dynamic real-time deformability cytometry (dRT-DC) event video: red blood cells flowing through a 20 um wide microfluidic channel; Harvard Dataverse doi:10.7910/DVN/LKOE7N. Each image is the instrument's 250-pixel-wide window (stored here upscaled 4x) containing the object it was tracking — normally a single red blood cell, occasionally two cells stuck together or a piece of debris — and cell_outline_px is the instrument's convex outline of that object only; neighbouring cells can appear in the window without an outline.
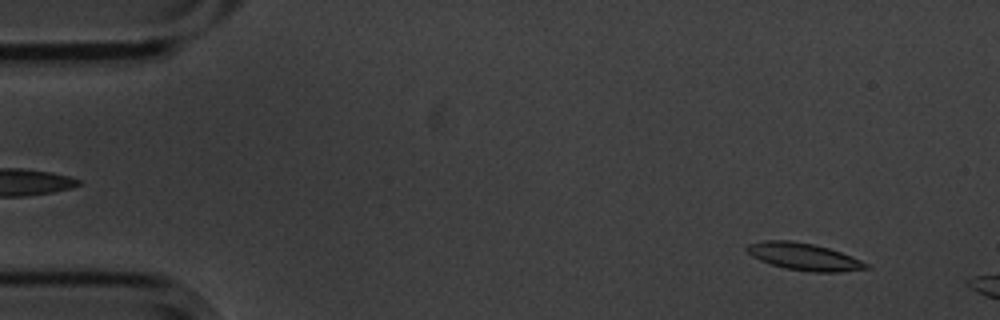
{"species": "common noctule bat (a hibernating species)", "species_latin": "Nyctalus noctula", "temperature_condition": "cold", "stored_images_in_passage": 10, "camera_frame_rate_fps": 3000, "um_per_image_px": 0.085, "animal": {"sex": "male", "body_mass_g": 20.1, "forearm_length_mm": 53.5}, "frame": {"image": 1, "passage_image": 4, "time_ms": 1.0, "image_size_px": [1000, 320], "cell_outline_px": [[872, 268], [840, 272], [812, 272], [784, 268], [760, 260], [752, 256], [744, 248], [748, 244], [764, 240], [792, 240], [812, 244], [828, 248], [852, 256], [872, 264]], "centroid_in_image_um": [68.38, 21.82], "position_along_channel_um": 16.6, "area_um2": 19.02}}